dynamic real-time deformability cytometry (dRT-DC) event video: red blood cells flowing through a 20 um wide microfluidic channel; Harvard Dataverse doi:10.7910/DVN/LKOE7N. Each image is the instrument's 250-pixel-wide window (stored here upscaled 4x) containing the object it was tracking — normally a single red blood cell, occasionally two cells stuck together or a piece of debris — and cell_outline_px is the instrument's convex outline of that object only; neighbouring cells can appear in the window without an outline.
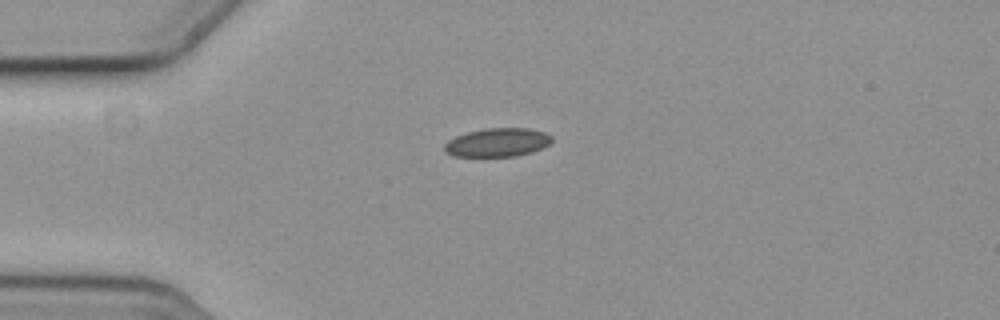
{"species": "common noctule bat (a hibernating species)", "species_latin": "Nyctalus noctula", "temperature_condition": "cold", "stored_images_in_passage": 2, "camera_frame_rate_fps": 3000, "um_per_image_px": 0.085, "animal": {"sex": "female", "body_mass_g": 19.3, "forearm_length_mm": 54.1}, "frame": {"image": 1, "passage_image": 1, "time_ms": 0.0, "image_size_px": [1000, 320], "cell_outline_px": [[552, 140], [548, 144], [532, 152], [516, 156], [452, 156], [444, 152], [444, 144], [448, 140], [456, 136], [468, 132], [484, 128], [528, 128], [544, 132], [552, 136]], "centroid_in_image_um": [42.25, 12.1], "position_along_channel_um": 42.7, "area_um2": 17.86}}